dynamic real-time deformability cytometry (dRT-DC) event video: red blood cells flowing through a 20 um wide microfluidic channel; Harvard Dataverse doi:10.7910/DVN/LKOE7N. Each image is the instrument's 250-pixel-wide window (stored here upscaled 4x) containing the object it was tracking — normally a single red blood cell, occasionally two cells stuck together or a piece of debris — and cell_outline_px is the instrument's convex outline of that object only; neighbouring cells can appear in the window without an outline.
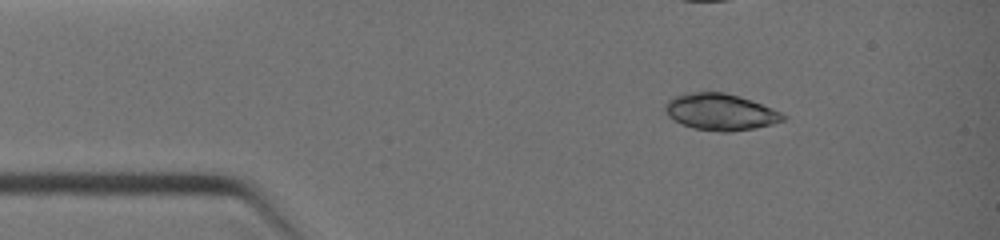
{"species": "common noctule bat (a hibernating species)", "species_latin": "Nyctalus noctula", "temperature_condition": "warm", "stored_images_in_passage": 3, "camera_frame_rate_fps": 3000, "um_per_image_px": 0.085, "animal": {"sex": "female", "body_mass_g": 19.0, "forearm_length_mm": 51.5}, "frame": {"image": 1, "passage_image": 1, "time_ms": 0.0, "image_size_px": [1000, 240], "cell_outline_px": [[788, 116], [784, 120], [772, 124], [732, 132], [720, 132], [692, 128], [680, 124], [672, 120], [668, 116], [664, 108], [664, 104], [668, 100], [676, 96], [688, 92], [724, 92], [740, 96], [752, 100], [772, 108]], "centroid_in_image_um": [61.21, 9.52], "position_along_channel_um": 23.8, "area_um2": 25.32}}